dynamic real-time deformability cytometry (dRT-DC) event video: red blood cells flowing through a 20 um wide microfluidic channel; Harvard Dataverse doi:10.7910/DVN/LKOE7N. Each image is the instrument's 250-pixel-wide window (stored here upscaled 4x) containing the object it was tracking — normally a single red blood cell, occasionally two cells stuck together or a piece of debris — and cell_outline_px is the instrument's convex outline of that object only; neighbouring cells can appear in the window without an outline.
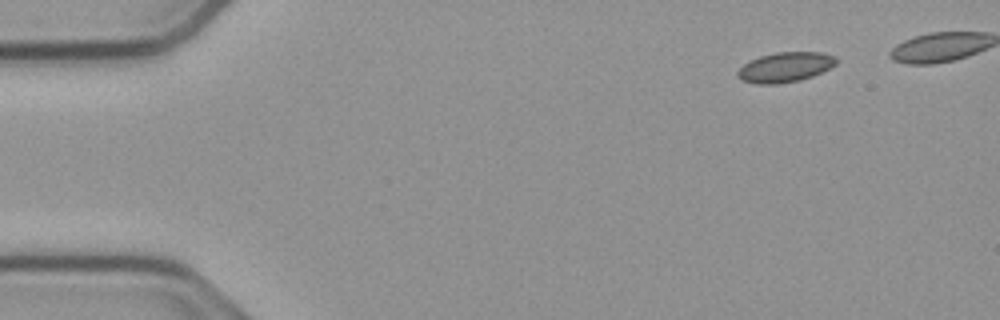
{"species": "common noctule bat (a hibernating species)", "species_latin": "Nyctalus noctula", "temperature_condition": "cold", "stored_images_in_passage": 40, "camera_frame_rate_fps": 3000, "um_per_image_px": 0.085, "animal": {"sex": "male", "body_mass_g": 23.1, "forearm_length_mm": 52.7}, "frame": {"image": 1, "passage_image": 1, "time_ms": 0.0, "image_size_px": [1000, 320], "cell_outline_px": [[836, 64], [812, 76], [800, 80], [776, 84], [756, 84], [740, 80], [736, 76], [736, 72], [748, 60], [760, 56], [776, 52], [824, 52], [836, 56]], "centroid_in_image_um": [66.7, 5.71], "position_along_channel_um": 18.3, "area_um2": 17.28}}
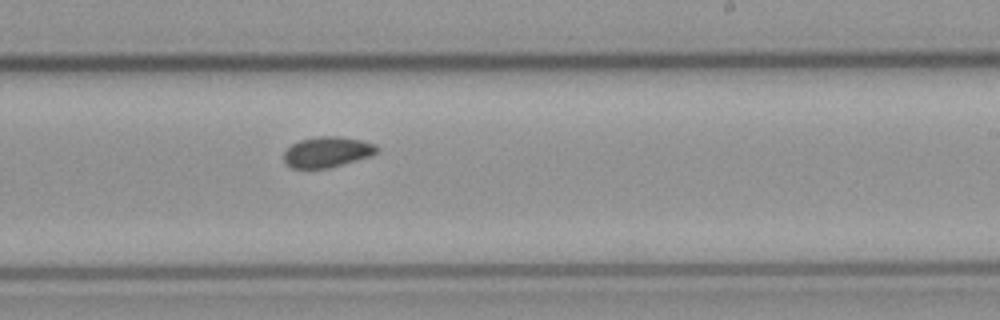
{"frame": {"image": 2, "passage_image": 28, "time_ms": 9.0, "image_size_px": [1000, 320], "cell_outline_px": [[380, 152], [372, 156], [328, 168], [292, 168], [284, 160], [284, 152], [292, 144], [300, 140], [320, 136], [340, 136], [360, 140], [376, 144], [380, 148]], "centroid_in_image_um": [27.87, 12.91], "position_along_channel_um": 261.1, "area_um2": 16.65}}
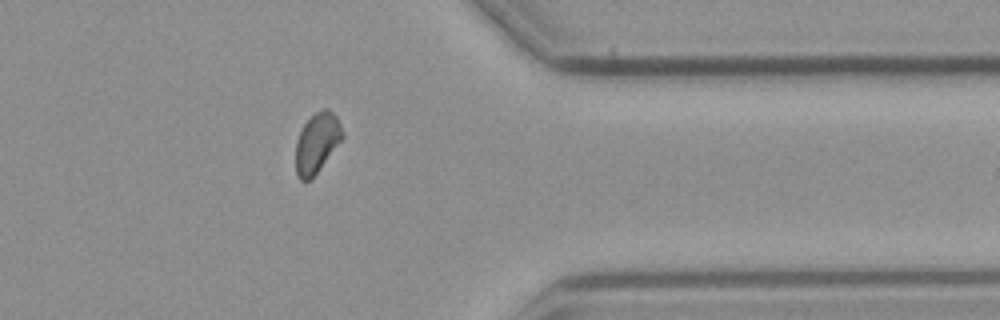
{"frame": {"image": 3, "passage_image": 39, "time_ms": 12.667, "image_size_px": [1000, 320], "cell_outline_px": [[344, 136], [316, 172], [308, 180], [300, 180], [296, 176], [296, 140], [300, 128], [316, 112], [324, 108], [328, 108], [336, 116], [344, 132]], "centroid_in_image_um": [26.92, 12.11], "position_along_channel_um": 384.5, "area_um2": 16.01}}